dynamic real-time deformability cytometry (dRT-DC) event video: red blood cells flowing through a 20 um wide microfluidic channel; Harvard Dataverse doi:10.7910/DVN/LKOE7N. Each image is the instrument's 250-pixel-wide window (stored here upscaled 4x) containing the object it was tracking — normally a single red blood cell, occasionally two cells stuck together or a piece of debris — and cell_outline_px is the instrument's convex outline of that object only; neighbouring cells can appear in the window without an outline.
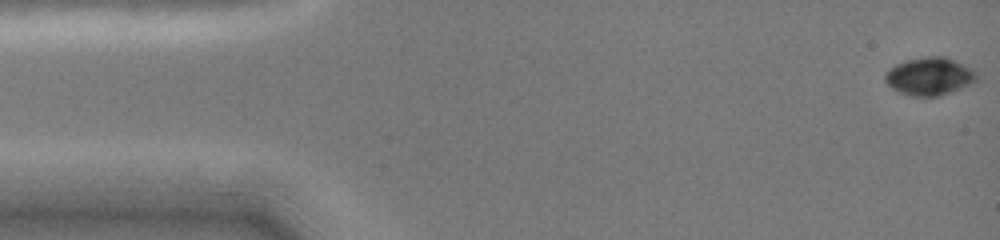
{"species": "common noctule bat (a hibernating species)", "species_latin": "Nyctalus noctula", "temperature_condition": "cold", "stored_images_in_passage": 8, "camera_frame_rate_fps": 3000, "um_per_image_px": 0.085, "animal": {"sex": "female", "body_mass_g": 19.0, "forearm_length_mm": 51.5}, "frame": {"image": 1, "passage_image": 1, "time_ms": 0.0, "image_size_px": [1000, 240], "cell_outline_px": [[976, 80], [960, 88], [940, 96], [908, 96], [892, 88], [884, 80], [884, 72], [888, 68], [904, 60], [924, 56], [944, 56], [972, 68], [976, 72]], "centroid_in_image_um": [78.95, 6.47], "position_along_channel_um": 6.1, "area_um2": 20.23}}
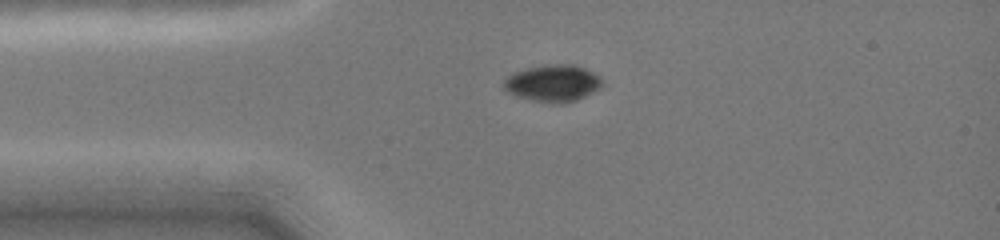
{"frame": {"image": 2, "passage_image": 5, "time_ms": 3.333, "image_size_px": [1000, 240], "cell_outline_px": [[604, 84], [600, 88], [576, 100], [564, 104], [552, 104], [532, 100], [516, 96], [508, 92], [504, 88], [504, 80], [512, 72], [528, 68], [556, 64], [572, 64], [584, 68], [600, 76], [604, 80]], "centroid_in_image_um": [47.02, 7.09], "position_along_channel_um": 38.0, "area_um2": 21.21}}
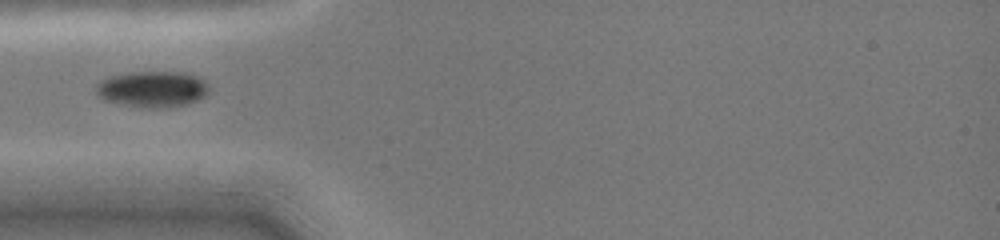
{"frame": {"image": 3, "passage_image": 7, "time_ms": 4.667, "image_size_px": [1000, 240], "cell_outline_px": [[208, 92], [204, 96], [188, 104], [164, 108], [148, 108], [120, 104], [104, 100], [96, 92], [96, 84], [100, 80], [112, 76], [132, 72], [184, 72], [204, 80], [208, 84]], "centroid_in_image_um": [12.95, 7.58], "position_along_channel_um": 72.1, "area_um2": 23.7}}